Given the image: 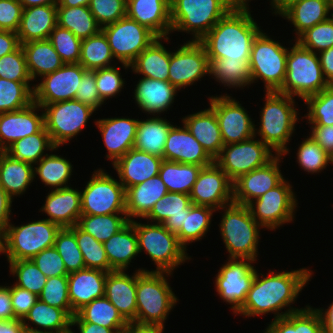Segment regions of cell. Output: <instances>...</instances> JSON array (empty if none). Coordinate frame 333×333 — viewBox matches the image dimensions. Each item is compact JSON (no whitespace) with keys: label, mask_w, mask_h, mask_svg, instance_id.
<instances>
[{"label":"cell","mask_w":333,"mask_h":333,"mask_svg":"<svg viewBox=\"0 0 333 333\" xmlns=\"http://www.w3.org/2000/svg\"><path fill=\"white\" fill-rule=\"evenodd\" d=\"M266 274L265 276L256 271L246 300L235 316L238 314L244 318H251L273 313V319H277L303 309L293 308L291 305L295 303L306 284L311 281L312 270L303 267L291 271L270 270L269 274ZM283 309H285L284 312Z\"/></svg>","instance_id":"cell-1"},{"label":"cell","mask_w":333,"mask_h":333,"mask_svg":"<svg viewBox=\"0 0 333 333\" xmlns=\"http://www.w3.org/2000/svg\"><path fill=\"white\" fill-rule=\"evenodd\" d=\"M249 9L232 8L199 41L209 61L250 60L252 43L262 29Z\"/></svg>","instance_id":"cell-2"},{"label":"cell","mask_w":333,"mask_h":333,"mask_svg":"<svg viewBox=\"0 0 333 333\" xmlns=\"http://www.w3.org/2000/svg\"><path fill=\"white\" fill-rule=\"evenodd\" d=\"M264 107L260 111L259 127L255 125V136L268 145L276 154H289V141L294 137L295 127L299 123V110L295 98L277 91L265 92Z\"/></svg>","instance_id":"cell-3"},{"label":"cell","mask_w":333,"mask_h":333,"mask_svg":"<svg viewBox=\"0 0 333 333\" xmlns=\"http://www.w3.org/2000/svg\"><path fill=\"white\" fill-rule=\"evenodd\" d=\"M171 275L170 272L137 269V325L165 327L167 317L179 301L167 279Z\"/></svg>","instance_id":"cell-4"},{"label":"cell","mask_w":333,"mask_h":333,"mask_svg":"<svg viewBox=\"0 0 333 333\" xmlns=\"http://www.w3.org/2000/svg\"><path fill=\"white\" fill-rule=\"evenodd\" d=\"M222 213L219 232L228 254L227 258H258L260 228L246 205L231 203L217 211Z\"/></svg>","instance_id":"cell-5"},{"label":"cell","mask_w":333,"mask_h":333,"mask_svg":"<svg viewBox=\"0 0 333 333\" xmlns=\"http://www.w3.org/2000/svg\"><path fill=\"white\" fill-rule=\"evenodd\" d=\"M294 42L288 51L285 81L277 92L304 101L308 96L326 89L329 84L323 76L318 53Z\"/></svg>","instance_id":"cell-6"},{"label":"cell","mask_w":333,"mask_h":333,"mask_svg":"<svg viewBox=\"0 0 333 333\" xmlns=\"http://www.w3.org/2000/svg\"><path fill=\"white\" fill-rule=\"evenodd\" d=\"M132 224L138 238L139 253L144 251L156 265V269L151 271L173 273L186 260L192 259L179 243L177 235L163 224L137 220H133Z\"/></svg>","instance_id":"cell-7"},{"label":"cell","mask_w":333,"mask_h":333,"mask_svg":"<svg viewBox=\"0 0 333 333\" xmlns=\"http://www.w3.org/2000/svg\"><path fill=\"white\" fill-rule=\"evenodd\" d=\"M171 33L191 34L200 41L232 7L225 0H170Z\"/></svg>","instance_id":"cell-8"},{"label":"cell","mask_w":333,"mask_h":333,"mask_svg":"<svg viewBox=\"0 0 333 333\" xmlns=\"http://www.w3.org/2000/svg\"><path fill=\"white\" fill-rule=\"evenodd\" d=\"M61 227L45 219L15 226L11 222L3 235V255L7 261L29 260L54 246Z\"/></svg>","instance_id":"cell-9"},{"label":"cell","mask_w":333,"mask_h":333,"mask_svg":"<svg viewBox=\"0 0 333 333\" xmlns=\"http://www.w3.org/2000/svg\"><path fill=\"white\" fill-rule=\"evenodd\" d=\"M263 30L254 39L250 55L252 84L262 80L264 91H278L286 77L289 48ZM256 81V82H255Z\"/></svg>","instance_id":"cell-10"},{"label":"cell","mask_w":333,"mask_h":333,"mask_svg":"<svg viewBox=\"0 0 333 333\" xmlns=\"http://www.w3.org/2000/svg\"><path fill=\"white\" fill-rule=\"evenodd\" d=\"M39 105L44 113V127L53 145L58 148L77 137L95 113L90 106L77 100Z\"/></svg>","instance_id":"cell-11"},{"label":"cell","mask_w":333,"mask_h":333,"mask_svg":"<svg viewBox=\"0 0 333 333\" xmlns=\"http://www.w3.org/2000/svg\"><path fill=\"white\" fill-rule=\"evenodd\" d=\"M81 192V215L125 212V188L104 169H96Z\"/></svg>","instance_id":"cell-12"},{"label":"cell","mask_w":333,"mask_h":333,"mask_svg":"<svg viewBox=\"0 0 333 333\" xmlns=\"http://www.w3.org/2000/svg\"><path fill=\"white\" fill-rule=\"evenodd\" d=\"M286 178L247 206L262 229L274 230L295 220L296 193Z\"/></svg>","instance_id":"cell-13"},{"label":"cell","mask_w":333,"mask_h":333,"mask_svg":"<svg viewBox=\"0 0 333 333\" xmlns=\"http://www.w3.org/2000/svg\"><path fill=\"white\" fill-rule=\"evenodd\" d=\"M101 30L107 37L113 57L127 71L136 57L157 38L147 27L127 16Z\"/></svg>","instance_id":"cell-14"},{"label":"cell","mask_w":333,"mask_h":333,"mask_svg":"<svg viewBox=\"0 0 333 333\" xmlns=\"http://www.w3.org/2000/svg\"><path fill=\"white\" fill-rule=\"evenodd\" d=\"M257 136L245 141L222 147L215 163L226 173L232 182L254 169L267 165L278 154Z\"/></svg>","instance_id":"cell-15"},{"label":"cell","mask_w":333,"mask_h":333,"mask_svg":"<svg viewBox=\"0 0 333 333\" xmlns=\"http://www.w3.org/2000/svg\"><path fill=\"white\" fill-rule=\"evenodd\" d=\"M254 263L250 259L228 258L215 275V290L221 300L231 305L233 314L246 300L257 271Z\"/></svg>","instance_id":"cell-16"},{"label":"cell","mask_w":333,"mask_h":333,"mask_svg":"<svg viewBox=\"0 0 333 333\" xmlns=\"http://www.w3.org/2000/svg\"><path fill=\"white\" fill-rule=\"evenodd\" d=\"M208 100L215 111L224 146L255 136V121L239 101L228 94L212 95Z\"/></svg>","instance_id":"cell-17"},{"label":"cell","mask_w":333,"mask_h":333,"mask_svg":"<svg viewBox=\"0 0 333 333\" xmlns=\"http://www.w3.org/2000/svg\"><path fill=\"white\" fill-rule=\"evenodd\" d=\"M209 69V58L199 41L188 40L179 45L176 51H170L168 81L178 90L201 81L209 75Z\"/></svg>","instance_id":"cell-18"},{"label":"cell","mask_w":333,"mask_h":333,"mask_svg":"<svg viewBox=\"0 0 333 333\" xmlns=\"http://www.w3.org/2000/svg\"><path fill=\"white\" fill-rule=\"evenodd\" d=\"M86 71L80 63H67L53 73L44 75L38 79L40 83L34 84L33 102L52 104L74 100L78 85Z\"/></svg>","instance_id":"cell-19"},{"label":"cell","mask_w":333,"mask_h":333,"mask_svg":"<svg viewBox=\"0 0 333 333\" xmlns=\"http://www.w3.org/2000/svg\"><path fill=\"white\" fill-rule=\"evenodd\" d=\"M191 202L218 210L233 203V182L214 162L202 167L189 194Z\"/></svg>","instance_id":"cell-20"},{"label":"cell","mask_w":333,"mask_h":333,"mask_svg":"<svg viewBox=\"0 0 333 333\" xmlns=\"http://www.w3.org/2000/svg\"><path fill=\"white\" fill-rule=\"evenodd\" d=\"M282 155H277L267 165L242 175L233 182V203L248 205L268 190L275 188L284 179L280 170Z\"/></svg>","instance_id":"cell-21"},{"label":"cell","mask_w":333,"mask_h":333,"mask_svg":"<svg viewBox=\"0 0 333 333\" xmlns=\"http://www.w3.org/2000/svg\"><path fill=\"white\" fill-rule=\"evenodd\" d=\"M43 127V109L35 102L24 109L0 114V149L4 151L13 142L36 134Z\"/></svg>","instance_id":"cell-22"},{"label":"cell","mask_w":333,"mask_h":333,"mask_svg":"<svg viewBox=\"0 0 333 333\" xmlns=\"http://www.w3.org/2000/svg\"><path fill=\"white\" fill-rule=\"evenodd\" d=\"M94 123L108 151L105 157L112 160V165L134 147L139 119L121 116L97 119Z\"/></svg>","instance_id":"cell-23"},{"label":"cell","mask_w":333,"mask_h":333,"mask_svg":"<svg viewBox=\"0 0 333 333\" xmlns=\"http://www.w3.org/2000/svg\"><path fill=\"white\" fill-rule=\"evenodd\" d=\"M173 125L165 142L163 160L209 166L215 160L206 152L203 146L189 132L186 126Z\"/></svg>","instance_id":"cell-24"},{"label":"cell","mask_w":333,"mask_h":333,"mask_svg":"<svg viewBox=\"0 0 333 333\" xmlns=\"http://www.w3.org/2000/svg\"><path fill=\"white\" fill-rule=\"evenodd\" d=\"M163 158L132 148L112 166L125 190L159 175Z\"/></svg>","instance_id":"cell-25"},{"label":"cell","mask_w":333,"mask_h":333,"mask_svg":"<svg viewBox=\"0 0 333 333\" xmlns=\"http://www.w3.org/2000/svg\"><path fill=\"white\" fill-rule=\"evenodd\" d=\"M45 197V203L39 211L48 216L47 220L61 228H70L77 225L81 216L80 190L71 186L52 189Z\"/></svg>","instance_id":"cell-26"},{"label":"cell","mask_w":333,"mask_h":333,"mask_svg":"<svg viewBox=\"0 0 333 333\" xmlns=\"http://www.w3.org/2000/svg\"><path fill=\"white\" fill-rule=\"evenodd\" d=\"M133 99L139 110L153 116H160L170 110L179 90L169 81L141 77L135 85ZM178 91V92H177Z\"/></svg>","instance_id":"cell-27"},{"label":"cell","mask_w":333,"mask_h":333,"mask_svg":"<svg viewBox=\"0 0 333 333\" xmlns=\"http://www.w3.org/2000/svg\"><path fill=\"white\" fill-rule=\"evenodd\" d=\"M134 272L133 275L123 270L108 272L105 282V297L129 324H136L137 270Z\"/></svg>","instance_id":"cell-28"},{"label":"cell","mask_w":333,"mask_h":333,"mask_svg":"<svg viewBox=\"0 0 333 333\" xmlns=\"http://www.w3.org/2000/svg\"><path fill=\"white\" fill-rule=\"evenodd\" d=\"M126 16L147 27L157 37L170 36V0H127Z\"/></svg>","instance_id":"cell-29"},{"label":"cell","mask_w":333,"mask_h":333,"mask_svg":"<svg viewBox=\"0 0 333 333\" xmlns=\"http://www.w3.org/2000/svg\"><path fill=\"white\" fill-rule=\"evenodd\" d=\"M108 272L85 268L68 274L69 301L76 313L94 299L105 296V282Z\"/></svg>","instance_id":"cell-30"},{"label":"cell","mask_w":333,"mask_h":333,"mask_svg":"<svg viewBox=\"0 0 333 333\" xmlns=\"http://www.w3.org/2000/svg\"><path fill=\"white\" fill-rule=\"evenodd\" d=\"M329 0L288 1L275 15L287 19L294 25V41L307 29L328 20L331 15Z\"/></svg>","instance_id":"cell-31"},{"label":"cell","mask_w":333,"mask_h":333,"mask_svg":"<svg viewBox=\"0 0 333 333\" xmlns=\"http://www.w3.org/2000/svg\"><path fill=\"white\" fill-rule=\"evenodd\" d=\"M181 121L215 160L224 146L215 111L209 106L206 109L183 116Z\"/></svg>","instance_id":"cell-32"},{"label":"cell","mask_w":333,"mask_h":333,"mask_svg":"<svg viewBox=\"0 0 333 333\" xmlns=\"http://www.w3.org/2000/svg\"><path fill=\"white\" fill-rule=\"evenodd\" d=\"M168 193L160 176H154L143 183L125 190V212L129 221L143 219L150 213L154 204Z\"/></svg>","instance_id":"cell-33"},{"label":"cell","mask_w":333,"mask_h":333,"mask_svg":"<svg viewBox=\"0 0 333 333\" xmlns=\"http://www.w3.org/2000/svg\"><path fill=\"white\" fill-rule=\"evenodd\" d=\"M57 26V5H39L22 12L17 35L20 44L33 40H46Z\"/></svg>","instance_id":"cell-34"},{"label":"cell","mask_w":333,"mask_h":333,"mask_svg":"<svg viewBox=\"0 0 333 333\" xmlns=\"http://www.w3.org/2000/svg\"><path fill=\"white\" fill-rule=\"evenodd\" d=\"M193 205L188 194L168 192L154 204L144 219L151 223L163 224L170 232L176 234L184 223L185 212H189Z\"/></svg>","instance_id":"cell-35"},{"label":"cell","mask_w":333,"mask_h":333,"mask_svg":"<svg viewBox=\"0 0 333 333\" xmlns=\"http://www.w3.org/2000/svg\"><path fill=\"white\" fill-rule=\"evenodd\" d=\"M170 37H157L136 59L130 64L133 73L155 80L168 81L170 51L162 42H169ZM163 40V41H162Z\"/></svg>","instance_id":"cell-36"},{"label":"cell","mask_w":333,"mask_h":333,"mask_svg":"<svg viewBox=\"0 0 333 333\" xmlns=\"http://www.w3.org/2000/svg\"><path fill=\"white\" fill-rule=\"evenodd\" d=\"M110 264V272L127 271L139 253L138 238L132 221L103 243Z\"/></svg>","instance_id":"cell-37"},{"label":"cell","mask_w":333,"mask_h":333,"mask_svg":"<svg viewBox=\"0 0 333 333\" xmlns=\"http://www.w3.org/2000/svg\"><path fill=\"white\" fill-rule=\"evenodd\" d=\"M21 46L33 82L37 77L53 73L65 64L48 39L28 41Z\"/></svg>","instance_id":"cell-38"},{"label":"cell","mask_w":333,"mask_h":333,"mask_svg":"<svg viewBox=\"0 0 333 333\" xmlns=\"http://www.w3.org/2000/svg\"><path fill=\"white\" fill-rule=\"evenodd\" d=\"M34 179V165L0 154V185L14 199L23 195Z\"/></svg>","instance_id":"cell-39"},{"label":"cell","mask_w":333,"mask_h":333,"mask_svg":"<svg viewBox=\"0 0 333 333\" xmlns=\"http://www.w3.org/2000/svg\"><path fill=\"white\" fill-rule=\"evenodd\" d=\"M22 323L26 328L49 333H68L73 328L71 317L63 309L50 306L40 299L30 308Z\"/></svg>","instance_id":"cell-40"},{"label":"cell","mask_w":333,"mask_h":333,"mask_svg":"<svg viewBox=\"0 0 333 333\" xmlns=\"http://www.w3.org/2000/svg\"><path fill=\"white\" fill-rule=\"evenodd\" d=\"M173 125L161 116L140 119L133 148L163 158L165 142Z\"/></svg>","instance_id":"cell-41"},{"label":"cell","mask_w":333,"mask_h":333,"mask_svg":"<svg viewBox=\"0 0 333 333\" xmlns=\"http://www.w3.org/2000/svg\"><path fill=\"white\" fill-rule=\"evenodd\" d=\"M71 322L94 323L98 326L113 329L115 332L127 330L129 327V323L105 296L84 305L71 318Z\"/></svg>","instance_id":"cell-42"},{"label":"cell","mask_w":333,"mask_h":333,"mask_svg":"<svg viewBox=\"0 0 333 333\" xmlns=\"http://www.w3.org/2000/svg\"><path fill=\"white\" fill-rule=\"evenodd\" d=\"M50 135L43 127L38 133L26 136L13 142L4 152L16 160H21L35 166L45 155L46 151L55 152ZM46 152V153H45Z\"/></svg>","instance_id":"cell-43"},{"label":"cell","mask_w":333,"mask_h":333,"mask_svg":"<svg viewBox=\"0 0 333 333\" xmlns=\"http://www.w3.org/2000/svg\"><path fill=\"white\" fill-rule=\"evenodd\" d=\"M250 60L214 59L210 62L209 76L224 87L244 89L251 86Z\"/></svg>","instance_id":"cell-44"},{"label":"cell","mask_w":333,"mask_h":333,"mask_svg":"<svg viewBox=\"0 0 333 333\" xmlns=\"http://www.w3.org/2000/svg\"><path fill=\"white\" fill-rule=\"evenodd\" d=\"M267 325L272 333H323L320 315L309 304L285 317L272 319Z\"/></svg>","instance_id":"cell-45"},{"label":"cell","mask_w":333,"mask_h":333,"mask_svg":"<svg viewBox=\"0 0 333 333\" xmlns=\"http://www.w3.org/2000/svg\"><path fill=\"white\" fill-rule=\"evenodd\" d=\"M57 25L71 31L81 40L101 30L88 6H57Z\"/></svg>","instance_id":"cell-46"},{"label":"cell","mask_w":333,"mask_h":333,"mask_svg":"<svg viewBox=\"0 0 333 333\" xmlns=\"http://www.w3.org/2000/svg\"><path fill=\"white\" fill-rule=\"evenodd\" d=\"M35 165L34 179L39 177L45 186L53 190L70 186L68 182L73 175L74 167L63 156L48 153Z\"/></svg>","instance_id":"cell-47"},{"label":"cell","mask_w":333,"mask_h":333,"mask_svg":"<svg viewBox=\"0 0 333 333\" xmlns=\"http://www.w3.org/2000/svg\"><path fill=\"white\" fill-rule=\"evenodd\" d=\"M202 166L163 160L159 176L168 192L190 194Z\"/></svg>","instance_id":"cell-48"},{"label":"cell","mask_w":333,"mask_h":333,"mask_svg":"<svg viewBox=\"0 0 333 333\" xmlns=\"http://www.w3.org/2000/svg\"><path fill=\"white\" fill-rule=\"evenodd\" d=\"M107 37L100 30L97 34L92 35L81 41L79 62L86 70H96L110 67L118 63L114 61ZM112 61H114L112 63Z\"/></svg>","instance_id":"cell-49"},{"label":"cell","mask_w":333,"mask_h":333,"mask_svg":"<svg viewBox=\"0 0 333 333\" xmlns=\"http://www.w3.org/2000/svg\"><path fill=\"white\" fill-rule=\"evenodd\" d=\"M213 208L193 205L189 212H185V220L181 229L176 233L179 243L186 249L187 246L202 240L211 227Z\"/></svg>","instance_id":"cell-50"},{"label":"cell","mask_w":333,"mask_h":333,"mask_svg":"<svg viewBox=\"0 0 333 333\" xmlns=\"http://www.w3.org/2000/svg\"><path fill=\"white\" fill-rule=\"evenodd\" d=\"M128 222L126 213L81 215L77 226L84 232L91 234L97 241L104 243Z\"/></svg>","instance_id":"cell-51"},{"label":"cell","mask_w":333,"mask_h":333,"mask_svg":"<svg viewBox=\"0 0 333 333\" xmlns=\"http://www.w3.org/2000/svg\"><path fill=\"white\" fill-rule=\"evenodd\" d=\"M0 78V114L28 107L33 102L34 84Z\"/></svg>","instance_id":"cell-52"},{"label":"cell","mask_w":333,"mask_h":333,"mask_svg":"<svg viewBox=\"0 0 333 333\" xmlns=\"http://www.w3.org/2000/svg\"><path fill=\"white\" fill-rule=\"evenodd\" d=\"M70 229L75 233L85 267L110 272V264L103 243L97 241L91 234L81 230L77 225L70 227Z\"/></svg>","instance_id":"cell-53"},{"label":"cell","mask_w":333,"mask_h":333,"mask_svg":"<svg viewBox=\"0 0 333 333\" xmlns=\"http://www.w3.org/2000/svg\"><path fill=\"white\" fill-rule=\"evenodd\" d=\"M303 102L307 106L304 117L309 125H333V85L308 96Z\"/></svg>","instance_id":"cell-54"},{"label":"cell","mask_w":333,"mask_h":333,"mask_svg":"<svg viewBox=\"0 0 333 333\" xmlns=\"http://www.w3.org/2000/svg\"><path fill=\"white\" fill-rule=\"evenodd\" d=\"M296 151V162L307 174L321 173L330 163L333 164V158L310 135L301 141Z\"/></svg>","instance_id":"cell-55"},{"label":"cell","mask_w":333,"mask_h":333,"mask_svg":"<svg viewBox=\"0 0 333 333\" xmlns=\"http://www.w3.org/2000/svg\"><path fill=\"white\" fill-rule=\"evenodd\" d=\"M10 274L16 277L14 285L39 296L46 284L47 277L29 260L10 261Z\"/></svg>","instance_id":"cell-56"},{"label":"cell","mask_w":333,"mask_h":333,"mask_svg":"<svg viewBox=\"0 0 333 333\" xmlns=\"http://www.w3.org/2000/svg\"><path fill=\"white\" fill-rule=\"evenodd\" d=\"M54 247L62 257L68 273L86 268L75 233L70 228H61L56 236Z\"/></svg>","instance_id":"cell-57"},{"label":"cell","mask_w":333,"mask_h":333,"mask_svg":"<svg viewBox=\"0 0 333 333\" xmlns=\"http://www.w3.org/2000/svg\"><path fill=\"white\" fill-rule=\"evenodd\" d=\"M38 297L50 306L63 309L71 318L76 314L69 301L67 276L47 278L46 284Z\"/></svg>","instance_id":"cell-58"},{"label":"cell","mask_w":333,"mask_h":333,"mask_svg":"<svg viewBox=\"0 0 333 333\" xmlns=\"http://www.w3.org/2000/svg\"><path fill=\"white\" fill-rule=\"evenodd\" d=\"M295 41L314 53L333 47V17L307 29Z\"/></svg>","instance_id":"cell-59"},{"label":"cell","mask_w":333,"mask_h":333,"mask_svg":"<svg viewBox=\"0 0 333 333\" xmlns=\"http://www.w3.org/2000/svg\"><path fill=\"white\" fill-rule=\"evenodd\" d=\"M48 40L65 64L79 62L82 40L71 31L57 25L50 33Z\"/></svg>","instance_id":"cell-60"},{"label":"cell","mask_w":333,"mask_h":333,"mask_svg":"<svg viewBox=\"0 0 333 333\" xmlns=\"http://www.w3.org/2000/svg\"><path fill=\"white\" fill-rule=\"evenodd\" d=\"M115 65L95 70L96 87L100 98L106 102L118 95L125 86V79L120 73V66Z\"/></svg>","instance_id":"cell-61"},{"label":"cell","mask_w":333,"mask_h":333,"mask_svg":"<svg viewBox=\"0 0 333 333\" xmlns=\"http://www.w3.org/2000/svg\"><path fill=\"white\" fill-rule=\"evenodd\" d=\"M0 78L17 82H32L22 46L16 51L0 57Z\"/></svg>","instance_id":"cell-62"},{"label":"cell","mask_w":333,"mask_h":333,"mask_svg":"<svg viewBox=\"0 0 333 333\" xmlns=\"http://www.w3.org/2000/svg\"><path fill=\"white\" fill-rule=\"evenodd\" d=\"M127 0H91L89 9L102 28L126 16Z\"/></svg>","instance_id":"cell-63"},{"label":"cell","mask_w":333,"mask_h":333,"mask_svg":"<svg viewBox=\"0 0 333 333\" xmlns=\"http://www.w3.org/2000/svg\"><path fill=\"white\" fill-rule=\"evenodd\" d=\"M47 277L68 276L62 257L54 246L46 248L31 259Z\"/></svg>","instance_id":"cell-64"},{"label":"cell","mask_w":333,"mask_h":333,"mask_svg":"<svg viewBox=\"0 0 333 333\" xmlns=\"http://www.w3.org/2000/svg\"><path fill=\"white\" fill-rule=\"evenodd\" d=\"M74 100L80 101L81 103L90 106L95 111H98V109L104 105L105 102L100 98L97 91L95 70H87L83 74Z\"/></svg>","instance_id":"cell-65"},{"label":"cell","mask_w":333,"mask_h":333,"mask_svg":"<svg viewBox=\"0 0 333 333\" xmlns=\"http://www.w3.org/2000/svg\"><path fill=\"white\" fill-rule=\"evenodd\" d=\"M22 12L19 0H0V30L17 32Z\"/></svg>","instance_id":"cell-66"},{"label":"cell","mask_w":333,"mask_h":333,"mask_svg":"<svg viewBox=\"0 0 333 333\" xmlns=\"http://www.w3.org/2000/svg\"><path fill=\"white\" fill-rule=\"evenodd\" d=\"M39 297L30 291L11 285V303L15 318L23 320Z\"/></svg>","instance_id":"cell-67"},{"label":"cell","mask_w":333,"mask_h":333,"mask_svg":"<svg viewBox=\"0 0 333 333\" xmlns=\"http://www.w3.org/2000/svg\"><path fill=\"white\" fill-rule=\"evenodd\" d=\"M310 135L333 158V125H311Z\"/></svg>","instance_id":"cell-68"},{"label":"cell","mask_w":333,"mask_h":333,"mask_svg":"<svg viewBox=\"0 0 333 333\" xmlns=\"http://www.w3.org/2000/svg\"><path fill=\"white\" fill-rule=\"evenodd\" d=\"M13 199L7 194L0 185V233L4 235L8 225L10 224L11 207Z\"/></svg>","instance_id":"cell-69"},{"label":"cell","mask_w":333,"mask_h":333,"mask_svg":"<svg viewBox=\"0 0 333 333\" xmlns=\"http://www.w3.org/2000/svg\"><path fill=\"white\" fill-rule=\"evenodd\" d=\"M15 319L11 303V286L0 285V321Z\"/></svg>","instance_id":"cell-70"},{"label":"cell","mask_w":333,"mask_h":333,"mask_svg":"<svg viewBox=\"0 0 333 333\" xmlns=\"http://www.w3.org/2000/svg\"><path fill=\"white\" fill-rule=\"evenodd\" d=\"M20 46L16 32L0 30V57L16 51Z\"/></svg>","instance_id":"cell-71"},{"label":"cell","mask_w":333,"mask_h":333,"mask_svg":"<svg viewBox=\"0 0 333 333\" xmlns=\"http://www.w3.org/2000/svg\"><path fill=\"white\" fill-rule=\"evenodd\" d=\"M322 73L329 85H333V47L318 53Z\"/></svg>","instance_id":"cell-72"},{"label":"cell","mask_w":333,"mask_h":333,"mask_svg":"<svg viewBox=\"0 0 333 333\" xmlns=\"http://www.w3.org/2000/svg\"><path fill=\"white\" fill-rule=\"evenodd\" d=\"M328 308H315L322 321L323 333H333V301Z\"/></svg>","instance_id":"cell-73"},{"label":"cell","mask_w":333,"mask_h":333,"mask_svg":"<svg viewBox=\"0 0 333 333\" xmlns=\"http://www.w3.org/2000/svg\"><path fill=\"white\" fill-rule=\"evenodd\" d=\"M72 326H77L79 333H115L113 329L98 326L94 323L89 322H71V327ZM71 331L73 333H76L73 329H71Z\"/></svg>","instance_id":"cell-74"},{"label":"cell","mask_w":333,"mask_h":333,"mask_svg":"<svg viewBox=\"0 0 333 333\" xmlns=\"http://www.w3.org/2000/svg\"><path fill=\"white\" fill-rule=\"evenodd\" d=\"M163 326L137 325L130 323L126 333H164Z\"/></svg>","instance_id":"cell-75"},{"label":"cell","mask_w":333,"mask_h":333,"mask_svg":"<svg viewBox=\"0 0 333 333\" xmlns=\"http://www.w3.org/2000/svg\"><path fill=\"white\" fill-rule=\"evenodd\" d=\"M23 327L22 320L0 321V333H21Z\"/></svg>","instance_id":"cell-76"},{"label":"cell","mask_w":333,"mask_h":333,"mask_svg":"<svg viewBox=\"0 0 333 333\" xmlns=\"http://www.w3.org/2000/svg\"><path fill=\"white\" fill-rule=\"evenodd\" d=\"M23 9L39 5H57L58 0H19Z\"/></svg>","instance_id":"cell-77"},{"label":"cell","mask_w":333,"mask_h":333,"mask_svg":"<svg viewBox=\"0 0 333 333\" xmlns=\"http://www.w3.org/2000/svg\"><path fill=\"white\" fill-rule=\"evenodd\" d=\"M91 0H58L57 6L78 7L89 6Z\"/></svg>","instance_id":"cell-78"},{"label":"cell","mask_w":333,"mask_h":333,"mask_svg":"<svg viewBox=\"0 0 333 333\" xmlns=\"http://www.w3.org/2000/svg\"><path fill=\"white\" fill-rule=\"evenodd\" d=\"M232 8H249L251 0H225Z\"/></svg>","instance_id":"cell-79"},{"label":"cell","mask_w":333,"mask_h":333,"mask_svg":"<svg viewBox=\"0 0 333 333\" xmlns=\"http://www.w3.org/2000/svg\"><path fill=\"white\" fill-rule=\"evenodd\" d=\"M271 3L269 4L271 6L270 10H272V14H276L288 1L292 0H269Z\"/></svg>","instance_id":"cell-80"}]
</instances>
